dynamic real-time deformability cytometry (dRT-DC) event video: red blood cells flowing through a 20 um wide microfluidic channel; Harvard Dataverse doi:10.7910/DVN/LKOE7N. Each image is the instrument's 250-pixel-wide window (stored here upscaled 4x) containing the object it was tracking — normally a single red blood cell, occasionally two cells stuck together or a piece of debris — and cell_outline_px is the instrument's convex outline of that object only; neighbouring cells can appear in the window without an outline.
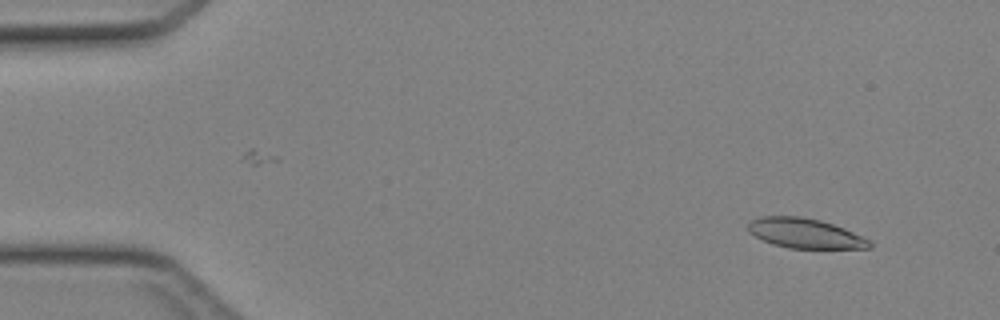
{"species": "Egyptian fruit bat (a non-hibernating species)", "species_latin": "Rousettus aegyptiacus", "temperature_condition": "cold", "stored_images_in_passage": 43, "camera_frame_rate_fps": 3000, "um_per_image_px": 0.085, "animal": {"sex": "female"}, "frame": {"image": 1, "passage_image": 2, "time_ms": 0.333, "image_size_px": [1000, 320], "cell_outline_px": [[872, 248], [788, 248], [772, 244], [748, 232], [748, 224], [752, 220], [760, 216], [800, 216], [820, 220], [844, 228], [872, 240]], "centroid_in_image_um": [68.45, 19.83], "position_along_channel_um": 16.6, "area_um2": 21.1}}
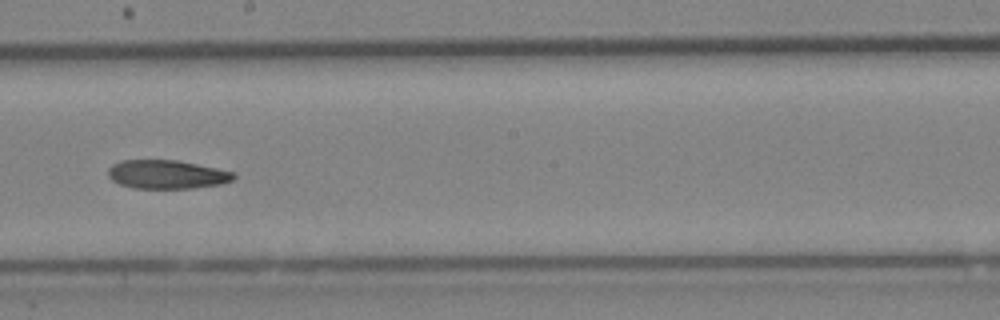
{"frame": {"image": 2, "passage_image": 24, "time_ms": 7.667, "image_size_px": [1000, 320], "cell_outline_px": [[236, 176], [232, 180], [220, 184], [192, 188], [132, 188], [120, 184], [112, 180], [108, 176], [108, 168], [112, 164], [120, 160], [176, 160], [236, 172]], "centroid_in_image_um": [14.16, 14.82], "position_along_channel_um": 234.0, "area_um2": 20.98}}
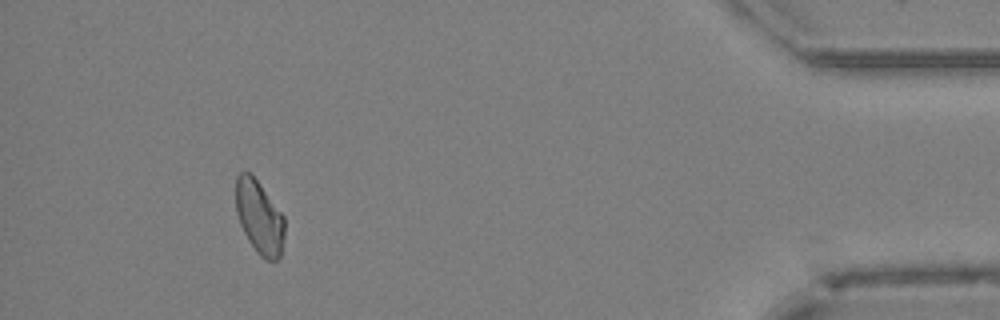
{"frame": {"image": 3, "passage_image": 40, "time_ms": 13.0, "image_size_px": [1000, 320], "cell_outline_px": [[284, 240], [280, 256], [276, 260], [264, 260], [256, 252], [248, 240], [240, 224], [236, 212], [236, 176], [240, 172], [248, 172], [260, 184], [284, 216]], "centroid_in_image_um": [22.04, 18.49], "position_along_channel_um": 413.2, "area_um2": 20.81}}